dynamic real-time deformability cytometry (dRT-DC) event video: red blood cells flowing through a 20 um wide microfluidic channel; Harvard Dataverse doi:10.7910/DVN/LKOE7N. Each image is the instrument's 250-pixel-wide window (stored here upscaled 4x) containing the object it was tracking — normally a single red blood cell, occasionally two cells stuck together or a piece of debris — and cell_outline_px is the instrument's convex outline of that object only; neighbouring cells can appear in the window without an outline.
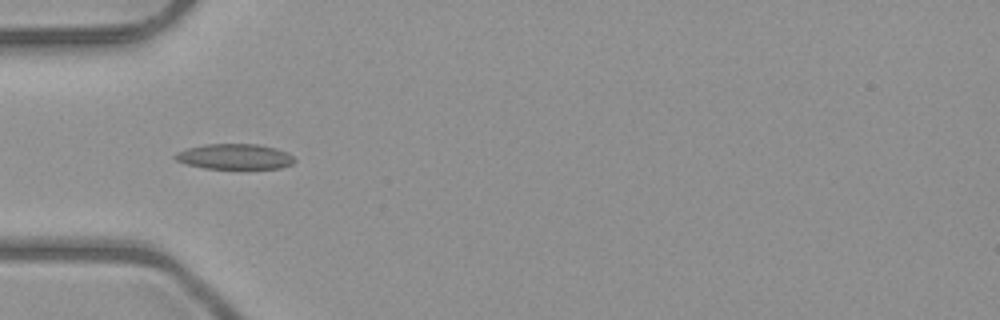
{"species": "common noctule bat (a hibernating species)", "species_latin": "Nyctalus noctula", "temperature_condition": "room temperature", "stored_images_in_passage": 18, "camera_frame_rate_fps": 3000, "um_per_image_px": 0.085, "animal": {"sex": "male", "body_mass_g": 23.1, "forearm_length_mm": 52.7}, "frame": {"image": 1, "passage_image": 6, "time_ms": 1.667, "image_size_px": [1000, 320], "cell_outline_px": [[296, 160], [292, 164], [280, 168], [204, 168], [188, 164], [176, 160], [172, 156], [176, 152], [188, 148], [204, 144], [256, 144], [276, 148], [292, 156]], "centroid_in_image_um": [19.92, 13.3], "position_along_channel_um": 65.1, "area_um2": 17.46}}